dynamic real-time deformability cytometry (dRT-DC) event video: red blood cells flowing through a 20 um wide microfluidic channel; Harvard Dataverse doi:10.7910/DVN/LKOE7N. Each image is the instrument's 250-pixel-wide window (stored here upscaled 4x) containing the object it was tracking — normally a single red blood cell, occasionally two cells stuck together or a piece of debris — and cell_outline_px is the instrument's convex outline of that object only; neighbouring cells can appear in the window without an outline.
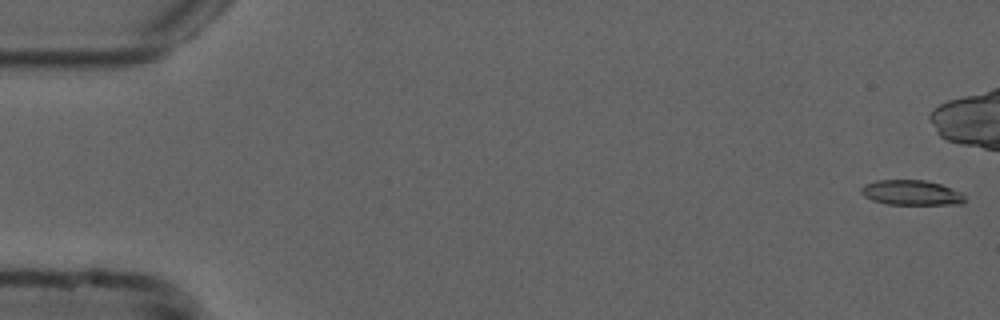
{"species": "common noctule bat (a hibernating species)", "species_latin": "Nyctalus noctula", "temperature_condition": "cold", "stored_images_in_passage": 43, "camera_frame_rate_fps": 3000, "um_per_image_px": 0.085, "animal": {"sex": "male", "forearm_length_mm": 52.5}, "frame": {"image": 1, "passage_image": 1, "time_ms": 0.0, "image_size_px": [1000, 320], "cell_outline_px": [[964, 204], [884, 204], [872, 200], [864, 196], [860, 192], [860, 188], [864, 184], [876, 180], [924, 180], [940, 184], [960, 192], [964, 196]], "centroid_in_image_um": [77.41, 16.38], "position_along_channel_um": 7.6, "area_um2": 15.09}}
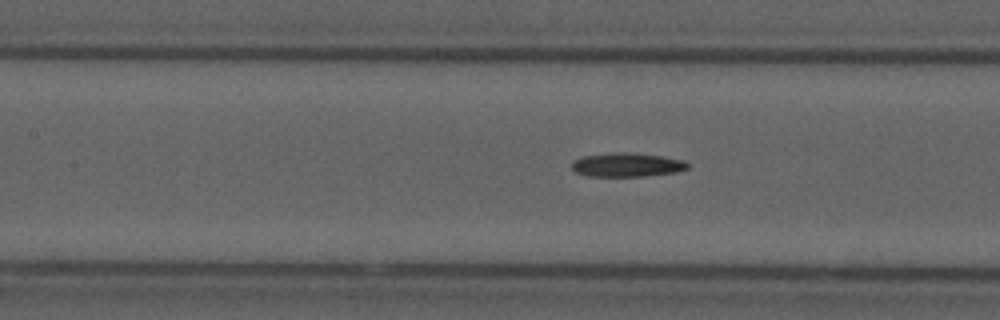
{"frame": {"image": 2, "passage_image": 24, "time_ms": 7.667, "image_size_px": [1000, 320], "cell_outline_px": [[688, 168], [676, 172], [644, 176], [588, 176], [576, 172], [572, 168], [572, 164], [576, 160], [584, 156], [616, 152], [628, 152], [660, 156], [684, 160], [688, 164]], "centroid_in_image_um": [53.31, 14.01], "position_along_channel_um": 154.1, "area_um2": 15.9}}
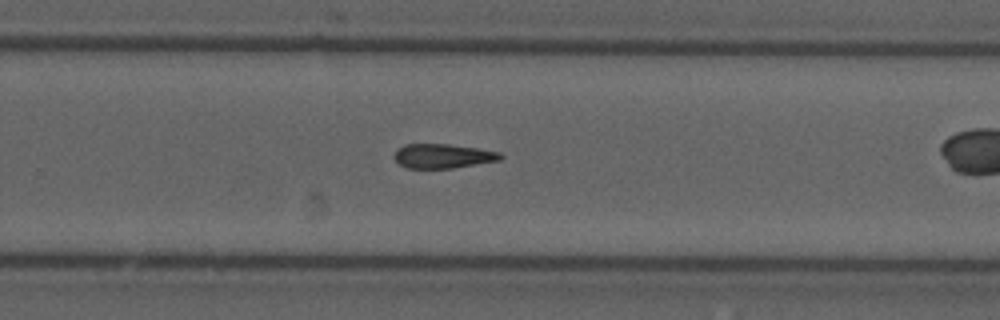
{"frame": {"image": 3, "passage_image": 35, "time_ms": 11.333, "image_size_px": [1000, 320], "cell_outline_px": [[504, 156], [500, 160], [452, 168], [404, 168], [392, 156], [396, 148], [404, 144], [448, 144], [476, 148], [500, 152]], "centroid_in_image_um": [37.59, 13.26], "position_along_channel_um": 292.2, "area_um2": 15.14}}